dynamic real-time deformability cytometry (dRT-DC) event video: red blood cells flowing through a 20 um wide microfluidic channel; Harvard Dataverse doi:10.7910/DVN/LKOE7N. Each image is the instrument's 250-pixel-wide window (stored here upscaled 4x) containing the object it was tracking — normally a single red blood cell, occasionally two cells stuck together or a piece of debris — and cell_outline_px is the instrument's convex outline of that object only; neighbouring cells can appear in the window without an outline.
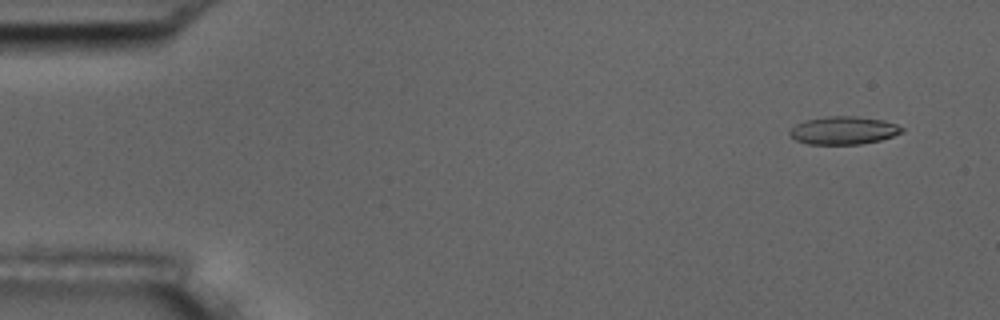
{"species": "common noctule bat (a hibernating species)", "species_latin": "Nyctalus noctula", "temperature_condition": "room temperature", "stored_images_in_passage": 4, "camera_frame_rate_fps": 3000, "um_per_image_px": 0.085, "animal": {"sex": "male", "body_mass_g": 17.5, "forearm_length_mm": 52.3}, "frame": {"image": 1, "passage_image": 1, "time_ms": 0.0, "image_size_px": [1000, 320], "cell_outline_px": [[904, 132], [880, 140], [860, 144], [808, 144], [796, 140], [788, 132], [796, 124], [804, 120], [824, 116], [856, 116], [884, 120], [896, 124], [904, 128]], "centroid_in_image_um": [71.71, 11.07], "position_along_channel_um": 13.3, "area_um2": 18.32}}
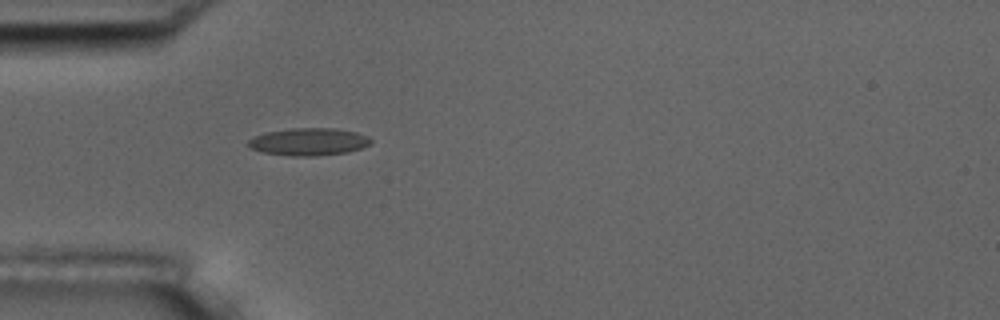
{"frame": {"image": 2, "passage_image": 4, "time_ms": 4.333, "image_size_px": [1000, 320], "cell_outline_px": [[372, 144], [348, 152], [316, 156], [292, 156], [260, 152], [248, 148], [248, 140], [252, 136], [264, 132], [292, 128], [336, 128], [356, 132], [368, 136], [372, 140]], "centroid_in_image_um": [26.21, 12.05], "position_along_channel_um": 58.8, "area_um2": 19.94}}